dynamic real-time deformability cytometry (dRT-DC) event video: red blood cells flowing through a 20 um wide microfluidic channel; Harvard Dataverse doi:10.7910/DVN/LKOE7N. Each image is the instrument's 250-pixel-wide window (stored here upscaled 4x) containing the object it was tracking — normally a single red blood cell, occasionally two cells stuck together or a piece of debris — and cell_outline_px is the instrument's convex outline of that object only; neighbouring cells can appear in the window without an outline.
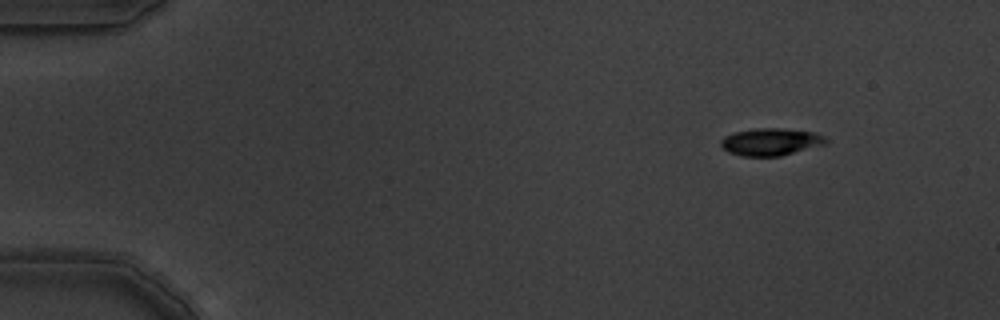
{"species": "common noctule bat (a hibernating species)", "species_latin": "Nyctalus noctula", "temperature_condition": "warm", "stored_images_in_passage": 5, "camera_frame_rate_fps": 3000, "um_per_image_px": 0.085, "animal": {"sex": "male", "body_mass_g": 19.5, "forearm_length_mm": 54.6}, "frame": {"image": 1, "passage_image": 1, "time_ms": 0.0, "image_size_px": [1000, 320], "cell_outline_px": [[828, 140], [824, 144], [780, 156], [744, 156], [728, 152], [720, 144], [720, 140], [724, 136], [736, 132], [756, 128], [784, 128], [816, 132], [824, 136]], "centroid_in_image_um": [65.51, 12.04], "position_along_channel_um": 19.5, "area_um2": 16.65}}
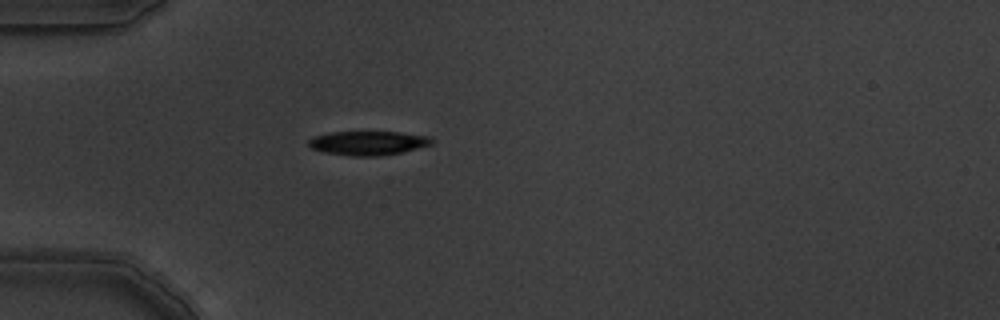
{"frame": {"image": 2, "passage_image": 4, "time_ms": 1.0, "image_size_px": [1000, 320], "cell_outline_px": [[432, 144], [404, 152], [380, 156], [352, 156], [324, 152], [312, 148], [308, 144], [308, 140], [312, 136], [332, 132], [400, 132], [428, 136], [432, 140]], "centroid_in_image_um": [31.27, 12.16], "position_along_channel_um": 53.7, "area_um2": 17.28}}